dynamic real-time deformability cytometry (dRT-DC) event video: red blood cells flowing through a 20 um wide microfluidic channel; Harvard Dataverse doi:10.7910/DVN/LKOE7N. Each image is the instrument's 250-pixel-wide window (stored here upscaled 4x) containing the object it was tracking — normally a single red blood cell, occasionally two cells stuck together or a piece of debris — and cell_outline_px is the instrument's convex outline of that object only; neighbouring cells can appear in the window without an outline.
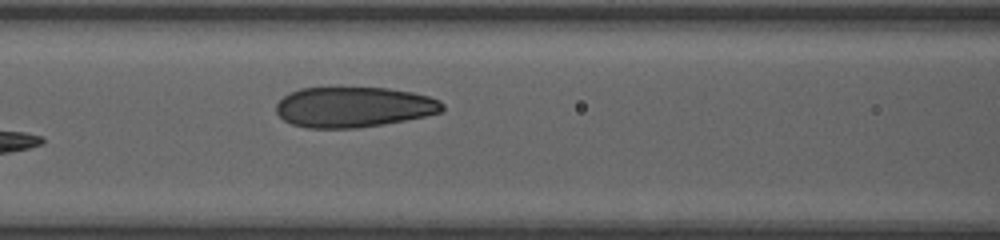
{"species": "human", "species_latin": "Homo sapiens", "temperature_condition": "room temperature", "stored_images_in_passage": 5, "camera_frame_rate_fps": 3000, "um_per_image_px": 0.085, "donor": {"sex": "female"}, "frame": {"image": 1, "passage_image": 5, "time_ms": 1.333, "image_size_px": [1000, 240], "cell_outline_px": [[444, 108], [440, 112], [424, 116], [384, 124], [356, 128], [308, 128], [292, 124], [284, 120], [276, 112], [276, 104], [284, 96], [300, 88], [388, 88], [412, 92], [428, 96], [440, 100], [444, 104]], "centroid_in_image_um": [30.06, 9.1], "position_along_channel_um": 136.5, "area_um2": 38.96}}